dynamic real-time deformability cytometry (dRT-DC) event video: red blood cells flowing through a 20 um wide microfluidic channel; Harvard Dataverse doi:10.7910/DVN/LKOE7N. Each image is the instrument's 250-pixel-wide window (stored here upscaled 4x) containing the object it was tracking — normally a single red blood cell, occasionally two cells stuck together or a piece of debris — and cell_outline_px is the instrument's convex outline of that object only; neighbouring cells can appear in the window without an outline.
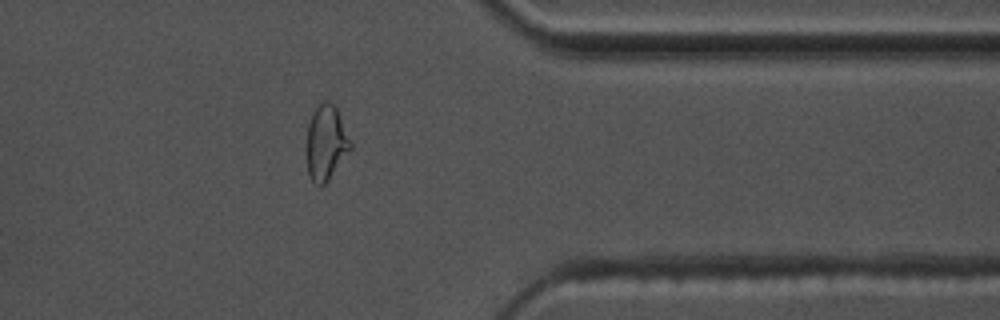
{"species": "common noctule bat (a hibernating species)", "species_latin": "Nyctalus noctula", "temperature_condition": "warm", "stored_images_in_passage": 38, "camera_frame_rate_fps": 3000, "um_per_image_px": 0.085, "animal": {"sex": "male", "body_mass_g": 17.5, "forearm_length_mm": 52.3}, "frame": {"image": 1, "passage_image": 33, "time_ms": 10.667, "image_size_px": [1000, 320], "cell_outline_px": [[352, 148], [328, 180], [320, 188], [308, 176], [308, 124], [312, 112], [320, 100], [328, 100], [336, 108], [352, 144]], "centroid_in_image_um": [27.71, 12.12], "position_along_channel_um": 383.7, "area_um2": 18.96}}